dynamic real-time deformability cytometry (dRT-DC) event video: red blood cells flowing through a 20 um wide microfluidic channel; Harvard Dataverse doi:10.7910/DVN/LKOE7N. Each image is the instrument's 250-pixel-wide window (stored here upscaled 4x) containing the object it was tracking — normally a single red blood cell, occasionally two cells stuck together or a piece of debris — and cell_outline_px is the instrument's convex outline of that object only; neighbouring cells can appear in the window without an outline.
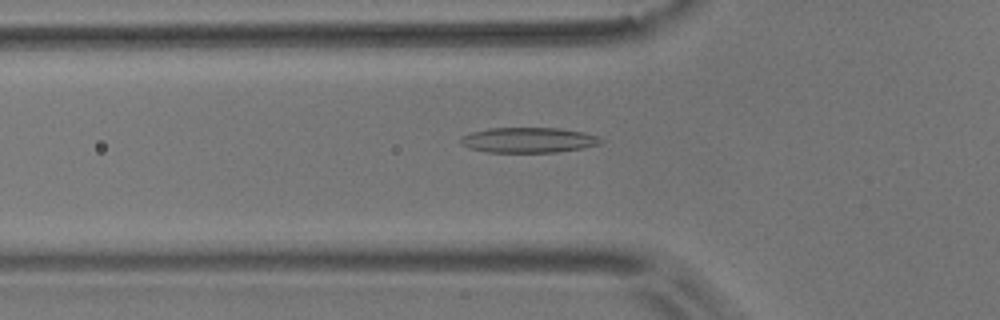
{"species": "common noctule bat (a hibernating species)", "species_latin": "Nyctalus noctula", "temperature_condition": "room temperature", "stored_images_in_passage": 54, "camera_frame_rate_fps": 3000, "um_per_image_px": 0.085, "animal": {"sex": "male", "body_mass_g": 17.9}, "frame": {"image": 1, "passage_image": 18, "time_ms": 5.667, "image_size_px": [1000, 320], "cell_outline_px": [[604, 140], [600, 144], [584, 148], [560, 152], [488, 152], [468, 148], [460, 144], [460, 136], [472, 132], [488, 128], [560, 128], [584, 132], [596, 136]], "centroid_in_image_um": [44.91, 11.91], "position_along_channel_um": 80.9, "area_um2": 20.81}}
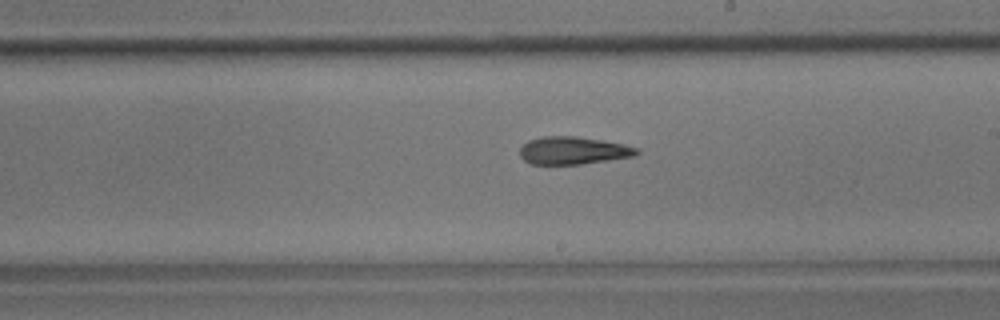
{"frame": {"image": 2, "passage_image": 31, "time_ms": 10.0, "image_size_px": [1000, 320], "cell_outline_px": [[640, 152], [636, 156], [580, 164], [532, 164], [524, 160], [520, 156], [520, 148], [528, 140], [540, 136], [576, 136], [624, 144], [640, 148]], "centroid_in_image_um": [48.73, 12.79], "position_along_channel_um": 240.3, "area_um2": 18.9}}
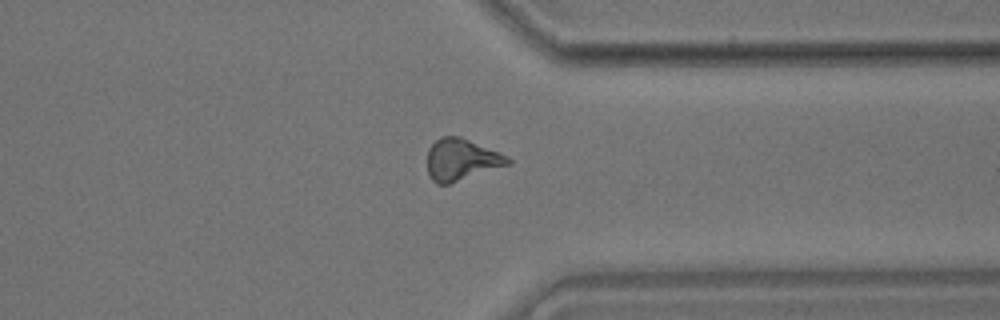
{"frame": {"image": 3, "passage_image": 42, "time_ms": 13.667, "image_size_px": [1000, 320], "cell_outline_px": [[512, 164], [448, 184], [436, 184], [432, 180], [428, 172], [428, 148], [440, 136], [460, 136], [496, 152], [512, 160]], "centroid_in_image_um": [39.19, 13.58], "position_along_channel_um": 372.2, "area_um2": 19.31}, "authors_computed_cell_mechanics": {"area_um2": 19.2474, "velocity_mm_per_s": 3.6607, "shape_relaxation_time_tau1_ms": null, "shape_relaxation_time_tau2_ms": 5.3986, "deformation_change_tau1": null, "deformation_change_tau2": 0.1687}}